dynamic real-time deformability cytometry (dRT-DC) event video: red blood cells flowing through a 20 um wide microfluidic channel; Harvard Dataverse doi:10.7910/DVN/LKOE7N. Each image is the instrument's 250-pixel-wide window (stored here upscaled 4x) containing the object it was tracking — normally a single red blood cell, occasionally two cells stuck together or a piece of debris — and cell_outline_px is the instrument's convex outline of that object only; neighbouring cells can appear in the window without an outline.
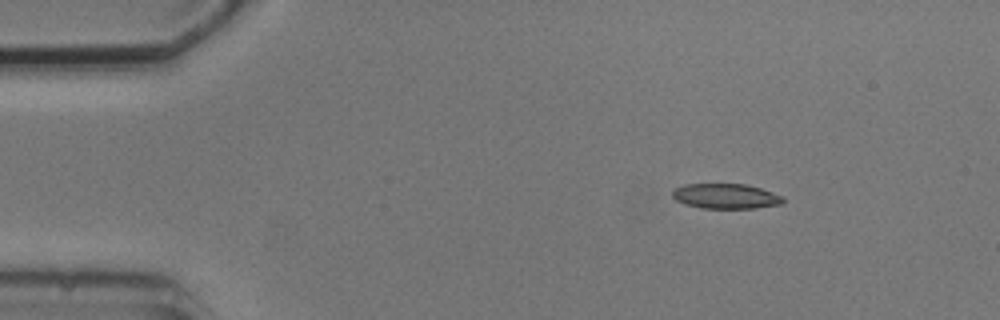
{"species": "common noctule bat (a hibernating species)", "species_latin": "Nyctalus noctula", "temperature_condition": "cold", "stored_images_in_passage": 6, "camera_frame_rate_fps": 3000, "um_per_image_px": 0.085, "animal": {"sex": "male", "body_mass_g": 20.5, "forearm_length_mm": 52.5}, "frame": {"image": 1, "passage_image": 2, "time_ms": 1.333, "image_size_px": [1000, 320], "cell_outline_px": [[784, 200], [780, 204], [756, 208], [700, 208], [676, 200], [672, 196], [672, 192], [676, 188], [684, 184], [744, 184], [760, 188], [784, 196]], "centroid_in_image_um": [61.7, 16.67], "position_along_channel_um": 23.3, "area_um2": 16.01}}
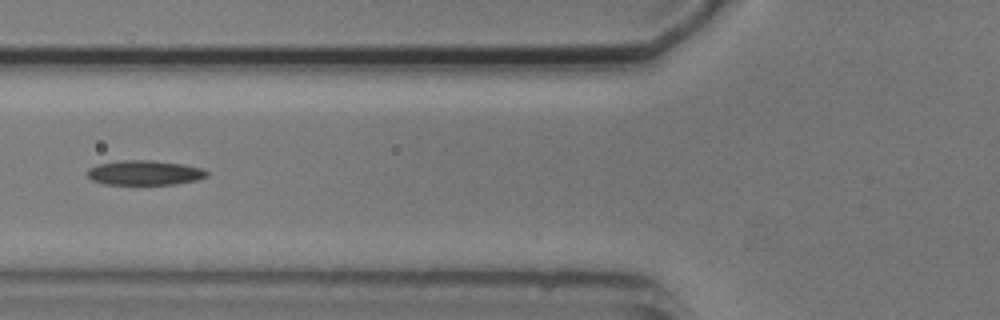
{"frame": {"image": 2, "passage_image": 6, "time_ms": 5.667, "image_size_px": [1000, 320], "cell_outline_px": [[208, 176], [196, 180], [176, 184], [104, 184], [92, 180], [88, 176], [88, 168], [96, 164], [120, 160], [152, 160], [184, 164], [200, 168], [208, 172]], "centroid_in_image_um": [12.27, 14.67], "position_along_channel_um": 113.5, "area_um2": 17.22}}